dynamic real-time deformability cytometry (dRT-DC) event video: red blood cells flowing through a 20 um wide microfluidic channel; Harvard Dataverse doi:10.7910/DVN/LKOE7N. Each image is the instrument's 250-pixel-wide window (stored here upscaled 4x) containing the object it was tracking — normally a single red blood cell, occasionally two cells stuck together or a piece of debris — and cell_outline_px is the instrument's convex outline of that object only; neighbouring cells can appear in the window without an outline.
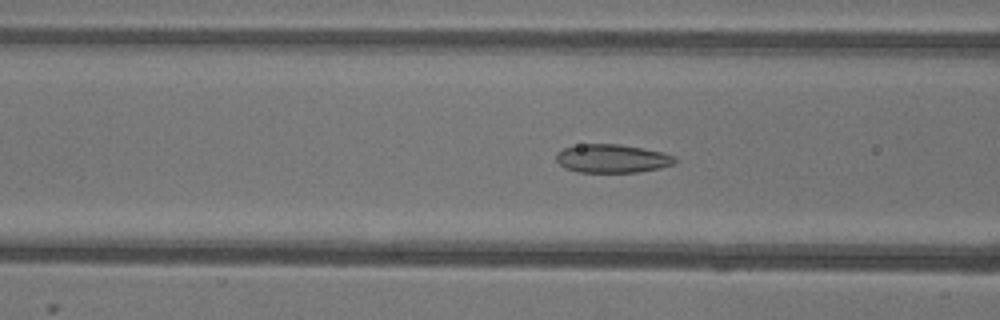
{"species": "common noctule bat (a hibernating species)", "species_latin": "Nyctalus noctula", "temperature_condition": "warm", "stored_images_in_passage": 52, "camera_frame_rate_fps": 3000, "um_per_image_px": 0.085, "animal": {"sex": "female"}, "frame": {"image": 1, "passage_image": 20, "time_ms": 6.333, "image_size_px": [1000, 320], "cell_outline_px": [[676, 164], [660, 168], [636, 172], [576, 172], [564, 168], [556, 160], [556, 152], [564, 148], [580, 144], [620, 144], [644, 148], [664, 152], [676, 156]], "centroid_in_image_um": [52.05, 13.47], "position_along_channel_um": 114.5, "area_um2": 19.94}}
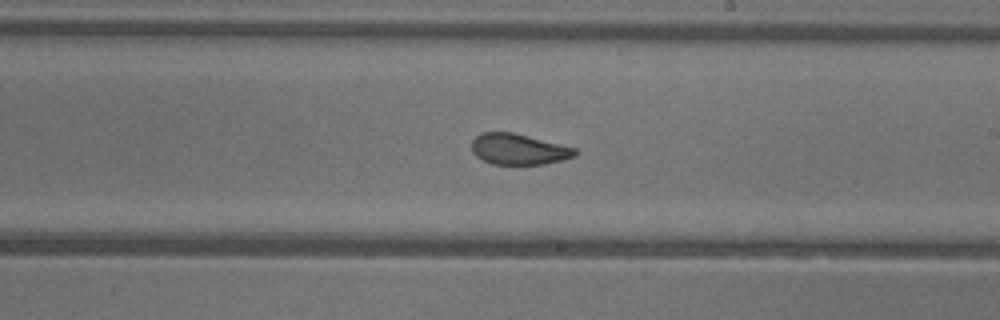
{"frame": {"image": 2, "passage_image": 30, "time_ms": 9.667, "image_size_px": [1000, 320], "cell_outline_px": [[580, 152], [576, 156], [564, 160], [544, 164], [492, 164], [476, 156], [472, 152], [472, 140], [480, 132], [512, 132], [576, 148]], "centroid_in_image_um": [44.1, 12.68], "position_along_channel_um": 244.9, "area_um2": 18.67}}
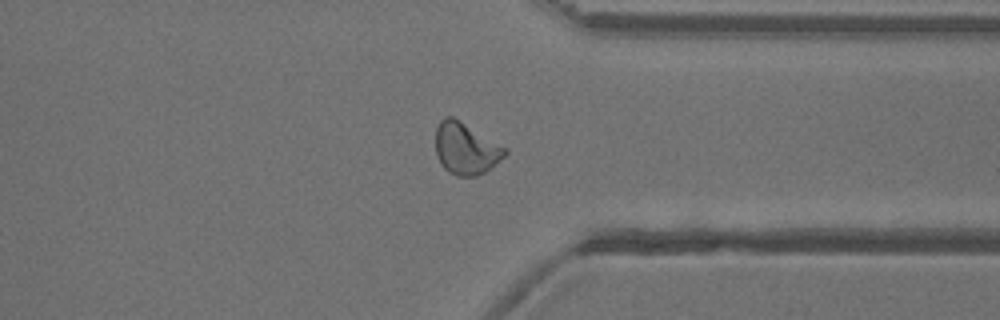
{"frame": {"image": 3, "passage_image": 40, "time_ms": 13.0, "image_size_px": [1000, 320], "cell_outline_px": [[508, 152], [504, 156], [484, 172], [476, 176], [456, 176], [448, 172], [444, 168], [436, 152], [436, 128], [440, 120], [444, 116], [452, 116], [460, 120], [508, 148]], "centroid_in_image_um": [39.59, 12.6], "position_along_channel_um": 371.8, "area_um2": 20.87}, "authors_computed_cell_mechanics": {"area_um2": 20.9236, "velocity_mm_per_s": 3.9095, "shape_relaxation_time_tau1_ms": 8.2929, "shape_relaxation_time_tau2_ms": 1.3208, "deformation_change_tau1": 0.1779, "deformation_change_tau2": 0.0771}}